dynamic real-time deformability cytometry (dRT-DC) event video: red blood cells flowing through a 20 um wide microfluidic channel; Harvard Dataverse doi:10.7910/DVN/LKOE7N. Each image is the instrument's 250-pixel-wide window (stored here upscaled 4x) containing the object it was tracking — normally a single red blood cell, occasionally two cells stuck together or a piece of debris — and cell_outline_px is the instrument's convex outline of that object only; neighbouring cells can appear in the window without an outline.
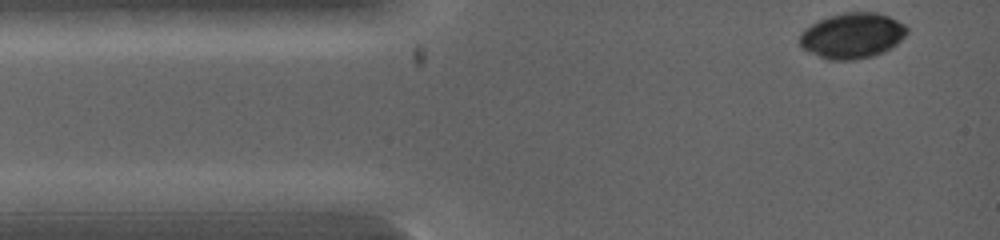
{"species": "common noctule bat (a hibernating species)", "species_latin": "Nyctalus noctula", "temperature_condition": "warm", "stored_images_in_passage": 15, "camera_frame_rate_fps": 5000, "um_per_image_px": 0.085, "animal": {"sex": "female", "body_mass_g": 19.0, "forearm_length_mm": 53.3}, "frame": {"image": 1, "passage_image": 1, "time_ms": 0.0, "image_size_px": [1000, 240], "cell_outline_px": [[908, 32], [892, 48], [884, 52], [872, 56], [852, 60], [828, 60], [804, 48], [800, 44], [800, 32], [804, 28], [828, 16], [844, 12], [876, 12], [888, 16], [904, 24], [908, 28]], "centroid_in_image_um": [72.46, 3.02], "position_along_channel_um": 12.5, "area_um2": 28.32}}
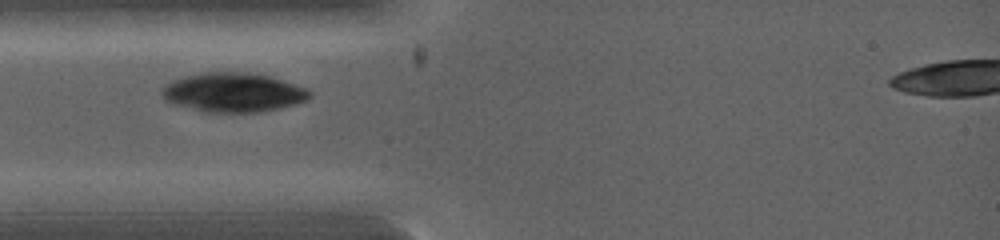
{"frame": {"image": 2, "passage_image": 7, "time_ms": 1.8, "image_size_px": [1000, 240], "cell_outline_px": [[312, 96], [308, 100], [296, 104], [280, 108], [260, 112], [200, 112], [172, 104], [164, 100], [160, 88], [164, 84], [172, 80], [184, 76], [200, 72], [248, 72], [268, 76], [308, 88], [312, 92]], "centroid_in_image_um": [19.79, 7.86], "position_along_channel_um": 65.2, "area_um2": 34.33}}
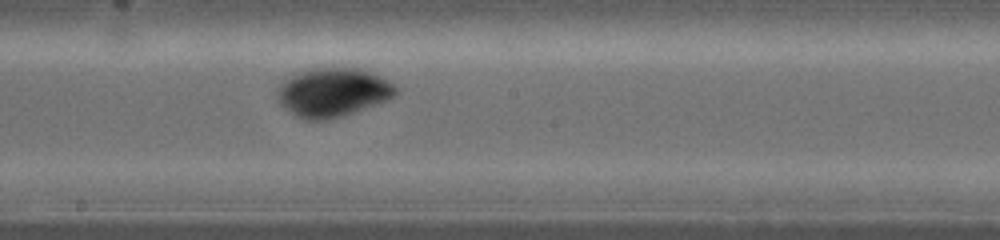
{"frame": {"image": 3, "passage_image": 15, "time_ms": 4.4, "image_size_px": [1000, 240], "cell_outline_px": [[400, 92], [396, 96], [388, 100], [340, 116], [324, 120], [304, 120], [296, 116], [280, 104], [276, 96], [276, 88], [284, 80], [296, 72], [316, 68], [356, 68], [380, 76], [388, 80], [400, 88]], "centroid_in_image_um": [28.29, 7.84], "position_along_channel_um": 219.9, "area_um2": 33.76}}